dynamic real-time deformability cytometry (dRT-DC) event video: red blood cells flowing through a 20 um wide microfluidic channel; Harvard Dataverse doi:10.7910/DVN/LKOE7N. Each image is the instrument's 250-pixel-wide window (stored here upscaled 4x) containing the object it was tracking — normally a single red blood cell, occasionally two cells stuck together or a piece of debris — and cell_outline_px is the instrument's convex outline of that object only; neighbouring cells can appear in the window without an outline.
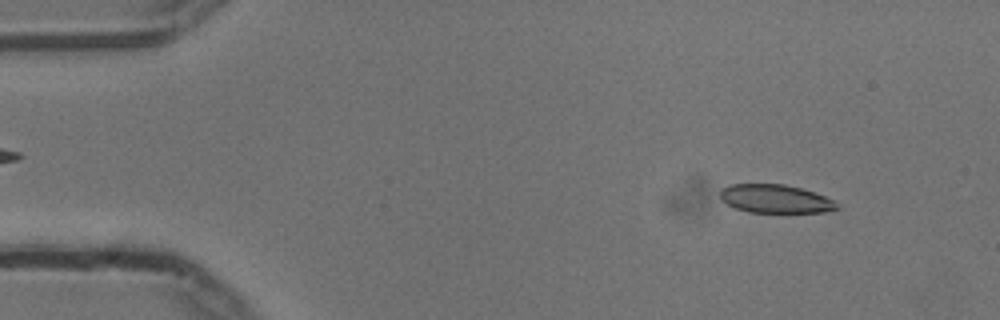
{"species": "common noctule bat (a hibernating species)", "species_latin": "Nyctalus noctula", "temperature_condition": "cold", "stored_images_in_passage": 53, "camera_frame_rate_fps": 3000, "um_per_image_px": 0.085, "animal": {"sex": "male", "body_mass_g": 13.3}, "frame": {"image": 1, "passage_image": 5, "time_ms": 1.333, "image_size_px": [1000, 320], "cell_outline_px": [[840, 208], [824, 212], [748, 212], [736, 208], [728, 204], [720, 196], [720, 188], [728, 184], [784, 184], [800, 188], [824, 196], [840, 204]], "centroid_in_image_um": [65.9, 16.89], "position_along_channel_um": 19.1, "area_um2": 19.25}}
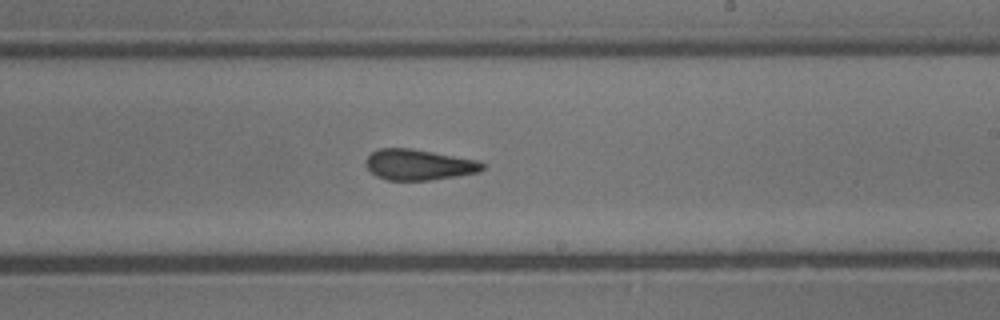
{"frame": {"image": 2, "passage_image": 31, "time_ms": 10.0, "image_size_px": [1000, 320], "cell_outline_px": [[484, 168], [480, 172], [456, 176], [428, 180], [388, 180], [376, 176], [364, 164], [368, 156], [372, 152], [380, 148], [408, 148], [480, 160], [484, 164]], "centroid_in_image_um": [35.61, 14.0], "position_along_channel_um": 253.4, "area_um2": 20.81}}
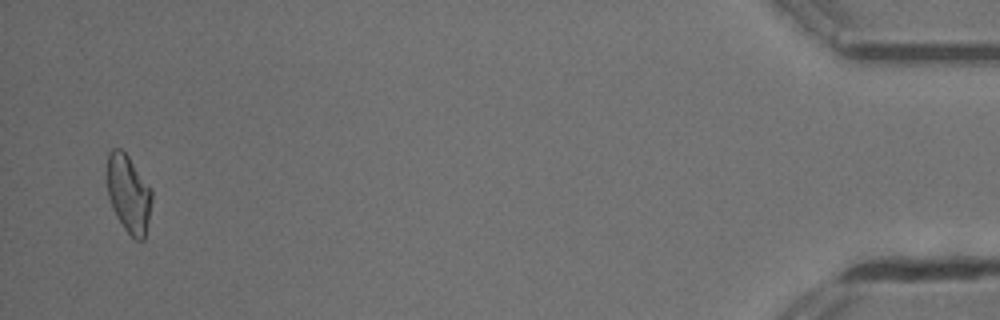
{"frame": {"image": 3, "passage_image": 52, "time_ms": 17.0, "image_size_px": [1000, 320], "cell_outline_px": [[152, 200], [144, 240], [136, 240], [124, 228], [116, 216], [112, 208], [108, 196], [108, 152], [112, 148], [120, 148], [128, 156], [152, 188]], "centroid_in_image_um": [10.94, 16.46], "position_along_channel_um": 424.3, "area_um2": 20.17}, "authors_computed_cell_mechanics": {"area_um2": 20.8658, "velocity_mm_per_s": 3.733, "shape_relaxation_time_tau1_ms": null, "shape_relaxation_time_tau2_ms": 2.7788, "deformation_change_tau1": null, "deformation_change_tau2": 0.0881}}